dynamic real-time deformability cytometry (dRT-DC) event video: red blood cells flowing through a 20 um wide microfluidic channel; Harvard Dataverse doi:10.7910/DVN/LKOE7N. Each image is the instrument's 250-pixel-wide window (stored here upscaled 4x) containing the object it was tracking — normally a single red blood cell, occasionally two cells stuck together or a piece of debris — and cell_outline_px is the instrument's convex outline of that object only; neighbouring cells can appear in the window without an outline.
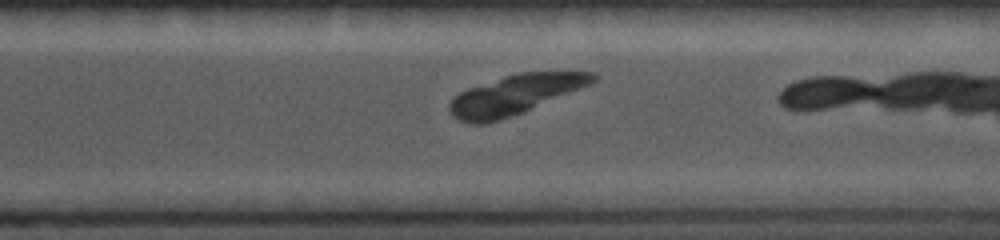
{"species": "common noctule bat (a hibernating species)", "species_latin": "Nyctalus noctula", "temperature_condition": "cold", "stored_images_in_passage": 19, "camera_frame_rate_fps": 5000, "um_per_image_px": 0.085, "animal": {"sex": "female", "body_mass_g": 19.0, "forearm_length_mm": 56.7}, "frame": {"image": 1, "passage_image": 14, "time_ms": 6.4, "image_size_px": [1000, 240], "cell_outline_px": [[600, 76], [592, 84], [524, 112], [500, 120], [484, 124], [468, 124], [452, 116], [448, 108], [448, 104], [460, 92], [468, 88], [504, 76], [520, 72], [596, 72]], "centroid_in_image_um": [43.8, 8.06], "position_along_channel_um": 326.8, "area_um2": 33.18}}